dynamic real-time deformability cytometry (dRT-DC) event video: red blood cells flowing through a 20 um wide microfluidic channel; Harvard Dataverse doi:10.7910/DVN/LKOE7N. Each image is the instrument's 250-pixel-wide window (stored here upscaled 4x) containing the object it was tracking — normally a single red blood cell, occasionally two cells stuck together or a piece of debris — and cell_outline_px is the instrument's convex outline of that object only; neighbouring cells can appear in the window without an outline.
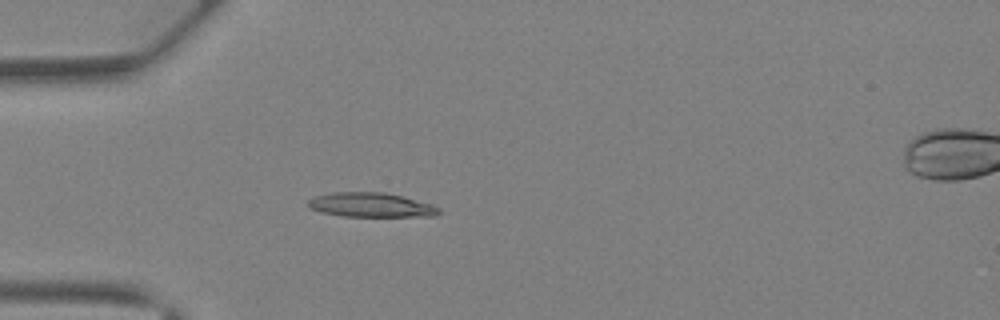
{"species": "Egyptian fruit bat (a non-hibernating species)", "species_latin": "Rousettus aegyptiacus", "temperature_condition": "warm", "stored_images_in_passage": 34, "camera_frame_rate_fps": 3000, "um_per_image_px": 0.085, "animal": {"sex": "female"}, "frame": {"image": 1, "passage_image": 5, "time_ms": 1.333, "image_size_px": [1000, 320], "cell_outline_px": [[440, 212], [436, 216], [340, 216], [320, 212], [308, 208], [308, 200], [312, 196], [332, 192], [384, 192], [404, 196], [432, 204], [440, 208]], "centroid_in_image_um": [31.5, 17.41], "position_along_channel_um": 53.5, "area_um2": 18.84}}
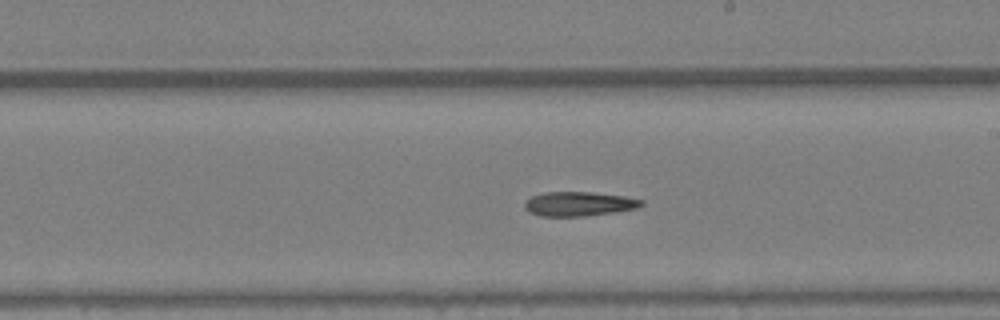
{"frame": {"image": 2, "passage_image": 17, "time_ms": 5.333, "image_size_px": [1000, 320], "cell_outline_px": [[644, 204], [636, 208], [616, 212], [584, 216], [540, 216], [528, 212], [524, 208], [524, 200], [532, 196], [544, 192], [588, 192], [624, 196], [644, 200]], "centroid_in_image_um": [49.17, 17.33], "position_along_channel_um": 239.8, "area_um2": 16.65}}
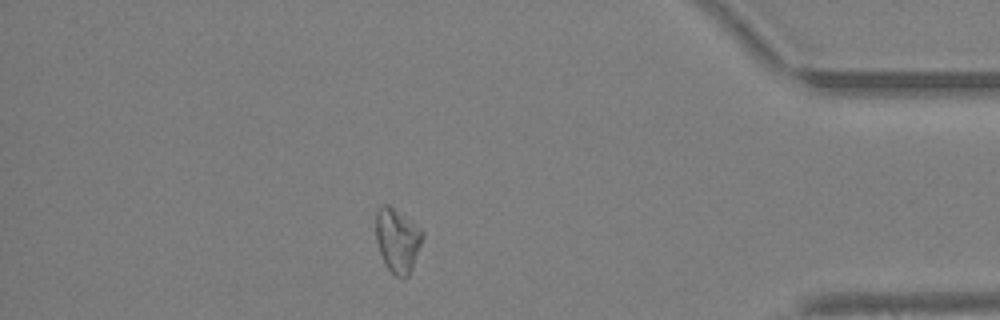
{"frame": {"image": 3, "passage_image": 29, "time_ms": 9.333, "image_size_px": [1000, 320], "cell_outline_px": [[424, 236], [412, 268], [408, 276], [404, 280], [396, 276], [384, 264], [376, 240], [376, 212], [380, 204], [388, 204], [420, 228], [424, 232]], "centroid_in_image_um": [33.78, 20.43], "position_along_channel_um": 401.4, "area_um2": 17.4}, "authors_computed_cell_mechanics": {"area_um2": 17.3978, "velocity_mm_per_s": 4.9535, "shape_relaxation_time_tau1_ms": 8.7036, "shape_relaxation_time_tau2_ms": null, "deformation_change_tau1": 0.2721, "deformation_change_tau2": null}}